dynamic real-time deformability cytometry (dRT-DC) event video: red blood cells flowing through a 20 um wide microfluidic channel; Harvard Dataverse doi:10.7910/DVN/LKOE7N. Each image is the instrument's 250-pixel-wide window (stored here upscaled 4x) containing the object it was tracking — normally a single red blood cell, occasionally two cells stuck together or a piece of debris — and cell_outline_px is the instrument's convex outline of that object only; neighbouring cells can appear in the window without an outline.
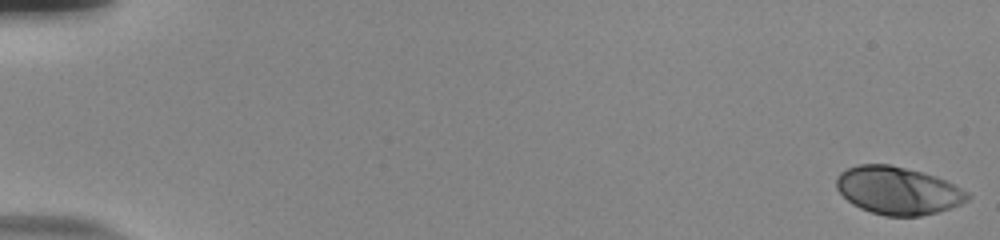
{"species": "human", "species_latin": "Homo sapiens", "temperature_condition": "room temperature", "stored_images_in_passage": 56, "camera_frame_rate_fps": 3000, "um_per_image_px": 0.085, "donor": {"sex": "male"}, "frame": {"image": 1, "passage_image": 1, "time_ms": 0.0, "image_size_px": [1000, 240], "cell_outline_px": [[972, 196], [968, 200], [960, 204], [936, 212], [920, 216], [884, 216], [860, 208], [852, 204], [836, 188], [836, 176], [840, 172], [848, 168], [860, 164], [888, 164], [924, 172], [936, 176], [968, 192]], "centroid_in_image_um": [76.3, 16.19], "position_along_channel_um": 8.7, "area_um2": 36.36}}
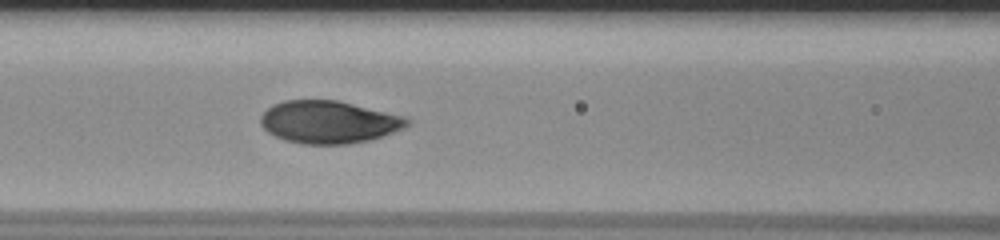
{"frame": {"image": 2, "passage_image": 26, "time_ms": 8.333, "image_size_px": [1000, 240], "cell_outline_px": [[412, 124], [404, 128], [368, 140], [348, 144], [304, 144], [284, 140], [268, 132], [260, 124], [260, 116], [272, 104], [284, 100], [336, 100], [408, 116], [412, 120]], "centroid_in_image_um": [27.98, 10.36], "position_along_channel_um": 138.6, "area_um2": 36.53}}
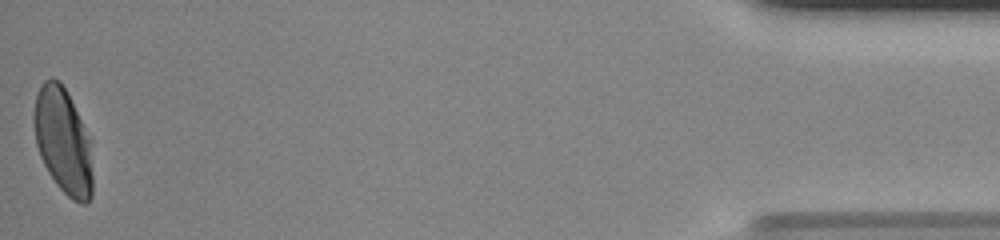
{"frame": {"image": 3, "passage_image": 56, "time_ms": 18.333, "image_size_px": [1000, 240], "cell_outline_px": [[92, 196], [84, 204], [80, 204], [72, 200], [56, 184], [48, 172], [40, 156], [36, 144], [32, 120], [32, 116], [36, 96], [44, 80], [52, 76], [60, 80], [92, 140]], "centroid_in_image_um": [5.37, 11.99], "position_along_channel_um": 429.8, "area_um2": 36.65}, "authors_computed_cell_mechanics": {"area_um2": 36.3562, "velocity_mm_per_s": 3.745, "shape_relaxation_time_tau1_ms": 3.693, "shape_relaxation_time_tau2_ms": null, "deformation_change_tau1": 0.1886, "deformation_change_tau2": null}}